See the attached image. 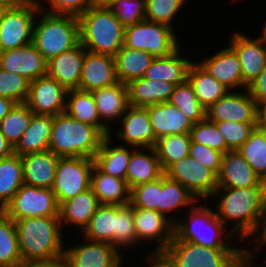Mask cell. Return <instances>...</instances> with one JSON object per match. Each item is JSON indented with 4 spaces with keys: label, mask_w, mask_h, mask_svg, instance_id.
<instances>
[{
    "label": "cell",
    "mask_w": 266,
    "mask_h": 267,
    "mask_svg": "<svg viewBox=\"0 0 266 267\" xmlns=\"http://www.w3.org/2000/svg\"><path fill=\"white\" fill-rule=\"evenodd\" d=\"M215 195L219 197L215 214L225 226L227 222H233L230 232L234 235L238 233L240 242L254 236L266 207V192L263 186L218 187L212 197Z\"/></svg>",
    "instance_id": "6da1fadb"
},
{
    "label": "cell",
    "mask_w": 266,
    "mask_h": 267,
    "mask_svg": "<svg viewBox=\"0 0 266 267\" xmlns=\"http://www.w3.org/2000/svg\"><path fill=\"white\" fill-rule=\"evenodd\" d=\"M23 262L49 261L64 257L59 216L13 220Z\"/></svg>",
    "instance_id": "7a4b0ae2"
},
{
    "label": "cell",
    "mask_w": 266,
    "mask_h": 267,
    "mask_svg": "<svg viewBox=\"0 0 266 267\" xmlns=\"http://www.w3.org/2000/svg\"><path fill=\"white\" fill-rule=\"evenodd\" d=\"M104 137L95 126L78 121L62 112L53 116L49 150L60 158L94 159Z\"/></svg>",
    "instance_id": "3957f363"
},
{
    "label": "cell",
    "mask_w": 266,
    "mask_h": 267,
    "mask_svg": "<svg viewBox=\"0 0 266 267\" xmlns=\"http://www.w3.org/2000/svg\"><path fill=\"white\" fill-rule=\"evenodd\" d=\"M78 20L85 50L114 57L124 46L125 27L109 8L91 6Z\"/></svg>",
    "instance_id": "277c9868"
},
{
    "label": "cell",
    "mask_w": 266,
    "mask_h": 267,
    "mask_svg": "<svg viewBox=\"0 0 266 267\" xmlns=\"http://www.w3.org/2000/svg\"><path fill=\"white\" fill-rule=\"evenodd\" d=\"M41 19L33 26L32 44L49 61L80 43L79 20L72 15L54 14L40 8Z\"/></svg>",
    "instance_id": "5b68a950"
},
{
    "label": "cell",
    "mask_w": 266,
    "mask_h": 267,
    "mask_svg": "<svg viewBox=\"0 0 266 267\" xmlns=\"http://www.w3.org/2000/svg\"><path fill=\"white\" fill-rule=\"evenodd\" d=\"M190 208L188 221L175 219L174 236L178 240L210 248H233L232 245H227L226 240L234 235L230 230L225 233L227 228L215 214V210L207 204L198 206L196 202Z\"/></svg>",
    "instance_id": "8992f818"
},
{
    "label": "cell",
    "mask_w": 266,
    "mask_h": 267,
    "mask_svg": "<svg viewBox=\"0 0 266 267\" xmlns=\"http://www.w3.org/2000/svg\"><path fill=\"white\" fill-rule=\"evenodd\" d=\"M161 255L173 267H233L245 255V248L204 247L174 236Z\"/></svg>",
    "instance_id": "52a82bcc"
},
{
    "label": "cell",
    "mask_w": 266,
    "mask_h": 267,
    "mask_svg": "<svg viewBox=\"0 0 266 267\" xmlns=\"http://www.w3.org/2000/svg\"><path fill=\"white\" fill-rule=\"evenodd\" d=\"M40 15L38 0H18L0 22V52L32 43L35 19Z\"/></svg>",
    "instance_id": "ba28073f"
},
{
    "label": "cell",
    "mask_w": 266,
    "mask_h": 267,
    "mask_svg": "<svg viewBox=\"0 0 266 267\" xmlns=\"http://www.w3.org/2000/svg\"><path fill=\"white\" fill-rule=\"evenodd\" d=\"M174 28L143 20L125 28L124 45L147 51L154 58H163L180 48Z\"/></svg>",
    "instance_id": "9c48e42d"
},
{
    "label": "cell",
    "mask_w": 266,
    "mask_h": 267,
    "mask_svg": "<svg viewBox=\"0 0 266 267\" xmlns=\"http://www.w3.org/2000/svg\"><path fill=\"white\" fill-rule=\"evenodd\" d=\"M2 211L12 220L54 217L59 205L52 189L23 184Z\"/></svg>",
    "instance_id": "30bf717a"
},
{
    "label": "cell",
    "mask_w": 266,
    "mask_h": 267,
    "mask_svg": "<svg viewBox=\"0 0 266 267\" xmlns=\"http://www.w3.org/2000/svg\"><path fill=\"white\" fill-rule=\"evenodd\" d=\"M94 164L92 158H59L52 187L58 205L90 189L91 171Z\"/></svg>",
    "instance_id": "8fae6325"
},
{
    "label": "cell",
    "mask_w": 266,
    "mask_h": 267,
    "mask_svg": "<svg viewBox=\"0 0 266 267\" xmlns=\"http://www.w3.org/2000/svg\"><path fill=\"white\" fill-rule=\"evenodd\" d=\"M164 174L186 187L197 200L210 199L218 188L217 175L190 156L173 163Z\"/></svg>",
    "instance_id": "7c38bea8"
},
{
    "label": "cell",
    "mask_w": 266,
    "mask_h": 267,
    "mask_svg": "<svg viewBox=\"0 0 266 267\" xmlns=\"http://www.w3.org/2000/svg\"><path fill=\"white\" fill-rule=\"evenodd\" d=\"M134 226L140 242L157 240L155 250L149 254H161L173 240L175 218H168L155 210L133 207Z\"/></svg>",
    "instance_id": "4fadbf2b"
},
{
    "label": "cell",
    "mask_w": 266,
    "mask_h": 267,
    "mask_svg": "<svg viewBox=\"0 0 266 267\" xmlns=\"http://www.w3.org/2000/svg\"><path fill=\"white\" fill-rule=\"evenodd\" d=\"M68 90L48 75L30 82L25 104L34 114L56 116L65 112Z\"/></svg>",
    "instance_id": "5bb4252c"
},
{
    "label": "cell",
    "mask_w": 266,
    "mask_h": 267,
    "mask_svg": "<svg viewBox=\"0 0 266 267\" xmlns=\"http://www.w3.org/2000/svg\"><path fill=\"white\" fill-rule=\"evenodd\" d=\"M84 239V244L65 248L67 267H121L123 254L112 244Z\"/></svg>",
    "instance_id": "9a60e30c"
},
{
    "label": "cell",
    "mask_w": 266,
    "mask_h": 267,
    "mask_svg": "<svg viewBox=\"0 0 266 267\" xmlns=\"http://www.w3.org/2000/svg\"><path fill=\"white\" fill-rule=\"evenodd\" d=\"M244 91H229L206 110V118L211 122L256 123L257 103L247 89Z\"/></svg>",
    "instance_id": "2e32d148"
},
{
    "label": "cell",
    "mask_w": 266,
    "mask_h": 267,
    "mask_svg": "<svg viewBox=\"0 0 266 267\" xmlns=\"http://www.w3.org/2000/svg\"><path fill=\"white\" fill-rule=\"evenodd\" d=\"M229 46L237 54L241 63L243 88L247 89L266 65V46L259 37L250 39L243 33L236 32L231 35Z\"/></svg>",
    "instance_id": "e0dca14e"
},
{
    "label": "cell",
    "mask_w": 266,
    "mask_h": 267,
    "mask_svg": "<svg viewBox=\"0 0 266 267\" xmlns=\"http://www.w3.org/2000/svg\"><path fill=\"white\" fill-rule=\"evenodd\" d=\"M48 61L31 43L0 52V68L24 76L30 82L47 75Z\"/></svg>",
    "instance_id": "ac0fdd59"
},
{
    "label": "cell",
    "mask_w": 266,
    "mask_h": 267,
    "mask_svg": "<svg viewBox=\"0 0 266 267\" xmlns=\"http://www.w3.org/2000/svg\"><path fill=\"white\" fill-rule=\"evenodd\" d=\"M121 127L117 138L124 140V143L134 148L154 147L157 138L146 107L129 106L120 119Z\"/></svg>",
    "instance_id": "d6986e66"
},
{
    "label": "cell",
    "mask_w": 266,
    "mask_h": 267,
    "mask_svg": "<svg viewBox=\"0 0 266 267\" xmlns=\"http://www.w3.org/2000/svg\"><path fill=\"white\" fill-rule=\"evenodd\" d=\"M116 83H118V79L114 57L85 50L78 89L92 92Z\"/></svg>",
    "instance_id": "ffe728a7"
},
{
    "label": "cell",
    "mask_w": 266,
    "mask_h": 267,
    "mask_svg": "<svg viewBox=\"0 0 266 267\" xmlns=\"http://www.w3.org/2000/svg\"><path fill=\"white\" fill-rule=\"evenodd\" d=\"M198 63L229 91L233 88L236 90V88L243 87L241 63L230 46L208 58L204 57Z\"/></svg>",
    "instance_id": "44dd1931"
},
{
    "label": "cell",
    "mask_w": 266,
    "mask_h": 267,
    "mask_svg": "<svg viewBox=\"0 0 266 267\" xmlns=\"http://www.w3.org/2000/svg\"><path fill=\"white\" fill-rule=\"evenodd\" d=\"M217 182L218 187L248 188L262 186L260 177L238 150H230L223 154Z\"/></svg>",
    "instance_id": "7402d4cb"
},
{
    "label": "cell",
    "mask_w": 266,
    "mask_h": 267,
    "mask_svg": "<svg viewBox=\"0 0 266 267\" xmlns=\"http://www.w3.org/2000/svg\"><path fill=\"white\" fill-rule=\"evenodd\" d=\"M85 57V48L76 47L51 58L47 64V75L67 90L78 89Z\"/></svg>",
    "instance_id": "603a6c76"
},
{
    "label": "cell",
    "mask_w": 266,
    "mask_h": 267,
    "mask_svg": "<svg viewBox=\"0 0 266 267\" xmlns=\"http://www.w3.org/2000/svg\"><path fill=\"white\" fill-rule=\"evenodd\" d=\"M59 158L50 150L21 156L24 184L52 189Z\"/></svg>",
    "instance_id": "cb8c5ba5"
},
{
    "label": "cell",
    "mask_w": 266,
    "mask_h": 267,
    "mask_svg": "<svg viewBox=\"0 0 266 267\" xmlns=\"http://www.w3.org/2000/svg\"><path fill=\"white\" fill-rule=\"evenodd\" d=\"M156 138L190 133L193 122L169 102L146 106Z\"/></svg>",
    "instance_id": "d4e9b609"
},
{
    "label": "cell",
    "mask_w": 266,
    "mask_h": 267,
    "mask_svg": "<svg viewBox=\"0 0 266 267\" xmlns=\"http://www.w3.org/2000/svg\"><path fill=\"white\" fill-rule=\"evenodd\" d=\"M92 94L100 120L110 130L109 123L120 119L130 106L127 84L118 82L109 87L93 90Z\"/></svg>",
    "instance_id": "484cf974"
},
{
    "label": "cell",
    "mask_w": 266,
    "mask_h": 267,
    "mask_svg": "<svg viewBox=\"0 0 266 267\" xmlns=\"http://www.w3.org/2000/svg\"><path fill=\"white\" fill-rule=\"evenodd\" d=\"M163 174L164 171L154 147L136 148L132 151L126 173V182L129 189L154 181Z\"/></svg>",
    "instance_id": "4316f807"
},
{
    "label": "cell",
    "mask_w": 266,
    "mask_h": 267,
    "mask_svg": "<svg viewBox=\"0 0 266 267\" xmlns=\"http://www.w3.org/2000/svg\"><path fill=\"white\" fill-rule=\"evenodd\" d=\"M101 204L92 189H88L59 205L61 226L76 225L82 232ZM64 223V225H62ZM67 223V224H66Z\"/></svg>",
    "instance_id": "83f0119b"
},
{
    "label": "cell",
    "mask_w": 266,
    "mask_h": 267,
    "mask_svg": "<svg viewBox=\"0 0 266 267\" xmlns=\"http://www.w3.org/2000/svg\"><path fill=\"white\" fill-rule=\"evenodd\" d=\"M129 105L134 107H146L170 100L175 85L167 82L147 78H138L127 84Z\"/></svg>",
    "instance_id": "f1b7e54d"
},
{
    "label": "cell",
    "mask_w": 266,
    "mask_h": 267,
    "mask_svg": "<svg viewBox=\"0 0 266 267\" xmlns=\"http://www.w3.org/2000/svg\"><path fill=\"white\" fill-rule=\"evenodd\" d=\"M90 188L100 204L121 206L129 204L130 189L126 180L104 173L95 164L91 171Z\"/></svg>",
    "instance_id": "f546056e"
},
{
    "label": "cell",
    "mask_w": 266,
    "mask_h": 267,
    "mask_svg": "<svg viewBox=\"0 0 266 267\" xmlns=\"http://www.w3.org/2000/svg\"><path fill=\"white\" fill-rule=\"evenodd\" d=\"M52 127V115L33 114L28 128L14 147V154L23 156L49 150Z\"/></svg>",
    "instance_id": "4dcf8cb0"
},
{
    "label": "cell",
    "mask_w": 266,
    "mask_h": 267,
    "mask_svg": "<svg viewBox=\"0 0 266 267\" xmlns=\"http://www.w3.org/2000/svg\"><path fill=\"white\" fill-rule=\"evenodd\" d=\"M65 112L78 121L95 126L104 136L111 134L100 120L94 95L90 91L68 90Z\"/></svg>",
    "instance_id": "1f68e13d"
},
{
    "label": "cell",
    "mask_w": 266,
    "mask_h": 267,
    "mask_svg": "<svg viewBox=\"0 0 266 267\" xmlns=\"http://www.w3.org/2000/svg\"><path fill=\"white\" fill-rule=\"evenodd\" d=\"M111 141V134L104 137L94 157L95 165L106 174L126 180L128 163L135 148L125 145L111 146Z\"/></svg>",
    "instance_id": "d6a6232c"
},
{
    "label": "cell",
    "mask_w": 266,
    "mask_h": 267,
    "mask_svg": "<svg viewBox=\"0 0 266 267\" xmlns=\"http://www.w3.org/2000/svg\"><path fill=\"white\" fill-rule=\"evenodd\" d=\"M180 49L167 57L154 58L143 77L152 81H167L174 85L185 82L189 67L194 61L183 58Z\"/></svg>",
    "instance_id": "836d02e7"
},
{
    "label": "cell",
    "mask_w": 266,
    "mask_h": 267,
    "mask_svg": "<svg viewBox=\"0 0 266 267\" xmlns=\"http://www.w3.org/2000/svg\"><path fill=\"white\" fill-rule=\"evenodd\" d=\"M114 60L118 82L128 84L144 76L154 57L147 51L131 49L124 45L114 56Z\"/></svg>",
    "instance_id": "e575fe53"
},
{
    "label": "cell",
    "mask_w": 266,
    "mask_h": 267,
    "mask_svg": "<svg viewBox=\"0 0 266 267\" xmlns=\"http://www.w3.org/2000/svg\"><path fill=\"white\" fill-rule=\"evenodd\" d=\"M187 80L205 110L229 92L226 87L206 72L198 62H193L190 65Z\"/></svg>",
    "instance_id": "d590c367"
},
{
    "label": "cell",
    "mask_w": 266,
    "mask_h": 267,
    "mask_svg": "<svg viewBox=\"0 0 266 267\" xmlns=\"http://www.w3.org/2000/svg\"><path fill=\"white\" fill-rule=\"evenodd\" d=\"M117 231V205L101 204L88 225L81 232L83 238L114 246V234Z\"/></svg>",
    "instance_id": "8d00e7d4"
},
{
    "label": "cell",
    "mask_w": 266,
    "mask_h": 267,
    "mask_svg": "<svg viewBox=\"0 0 266 267\" xmlns=\"http://www.w3.org/2000/svg\"><path fill=\"white\" fill-rule=\"evenodd\" d=\"M24 184L21 156L12 154L0 159V211Z\"/></svg>",
    "instance_id": "74e56055"
},
{
    "label": "cell",
    "mask_w": 266,
    "mask_h": 267,
    "mask_svg": "<svg viewBox=\"0 0 266 267\" xmlns=\"http://www.w3.org/2000/svg\"><path fill=\"white\" fill-rule=\"evenodd\" d=\"M197 198L182 184L168 178L165 174L161 176V192L157 212L166 217L178 210L180 207L193 206Z\"/></svg>",
    "instance_id": "f35d334b"
},
{
    "label": "cell",
    "mask_w": 266,
    "mask_h": 267,
    "mask_svg": "<svg viewBox=\"0 0 266 267\" xmlns=\"http://www.w3.org/2000/svg\"><path fill=\"white\" fill-rule=\"evenodd\" d=\"M191 141L190 133L168 135L157 140L154 148L164 172L173 163L189 156Z\"/></svg>",
    "instance_id": "ab89813d"
},
{
    "label": "cell",
    "mask_w": 266,
    "mask_h": 267,
    "mask_svg": "<svg viewBox=\"0 0 266 267\" xmlns=\"http://www.w3.org/2000/svg\"><path fill=\"white\" fill-rule=\"evenodd\" d=\"M22 262L15 223L0 211V267H18Z\"/></svg>",
    "instance_id": "60d3db41"
},
{
    "label": "cell",
    "mask_w": 266,
    "mask_h": 267,
    "mask_svg": "<svg viewBox=\"0 0 266 267\" xmlns=\"http://www.w3.org/2000/svg\"><path fill=\"white\" fill-rule=\"evenodd\" d=\"M168 102L179 108L193 123L200 122L206 118V110L200 104L188 80L175 85Z\"/></svg>",
    "instance_id": "b9f144b4"
},
{
    "label": "cell",
    "mask_w": 266,
    "mask_h": 267,
    "mask_svg": "<svg viewBox=\"0 0 266 267\" xmlns=\"http://www.w3.org/2000/svg\"><path fill=\"white\" fill-rule=\"evenodd\" d=\"M33 112L25 103L16 104L0 121V130L7 141L15 147L28 128Z\"/></svg>",
    "instance_id": "7bdbcfd3"
},
{
    "label": "cell",
    "mask_w": 266,
    "mask_h": 267,
    "mask_svg": "<svg viewBox=\"0 0 266 267\" xmlns=\"http://www.w3.org/2000/svg\"><path fill=\"white\" fill-rule=\"evenodd\" d=\"M238 151L261 177L266 171V132L254 128Z\"/></svg>",
    "instance_id": "ee69618b"
},
{
    "label": "cell",
    "mask_w": 266,
    "mask_h": 267,
    "mask_svg": "<svg viewBox=\"0 0 266 267\" xmlns=\"http://www.w3.org/2000/svg\"><path fill=\"white\" fill-rule=\"evenodd\" d=\"M139 243L134 226L133 207L117 205V231L114 234V247H128Z\"/></svg>",
    "instance_id": "f6af8a7d"
},
{
    "label": "cell",
    "mask_w": 266,
    "mask_h": 267,
    "mask_svg": "<svg viewBox=\"0 0 266 267\" xmlns=\"http://www.w3.org/2000/svg\"><path fill=\"white\" fill-rule=\"evenodd\" d=\"M190 135L192 141L218 150L223 154L227 151H230L216 124L209 121L207 118L200 122L194 123Z\"/></svg>",
    "instance_id": "bcb514c9"
},
{
    "label": "cell",
    "mask_w": 266,
    "mask_h": 267,
    "mask_svg": "<svg viewBox=\"0 0 266 267\" xmlns=\"http://www.w3.org/2000/svg\"><path fill=\"white\" fill-rule=\"evenodd\" d=\"M30 81L24 76L0 68V97L9 98L17 104L25 103Z\"/></svg>",
    "instance_id": "7dc6e473"
},
{
    "label": "cell",
    "mask_w": 266,
    "mask_h": 267,
    "mask_svg": "<svg viewBox=\"0 0 266 267\" xmlns=\"http://www.w3.org/2000/svg\"><path fill=\"white\" fill-rule=\"evenodd\" d=\"M108 8L125 28L146 20V0H117Z\"/></svg>",
    "instance_id": "c3c4849f"
},
{
    "label": "cell",
    "mask_w": 266,
    "mask_h": 267,
    "mask_svg": "<svg viewBox=\"0 0 266 267\" xmlns=\"http://www.w3.org/2000/svg\"><path fill=\"white\" fill-rule=\"evenodd\" d=\"M161 192V177L130 189L129 204L132 207L157 211Z\"/></svg>",
    "instance_id": "681fc988"
},
{
    "label": "cell",
    "mask_w": 266,
    "mask_h": 267,
    "mask_svg": "<svg viewBox=\"0 0 266 267\" xmlns=\"http://www.w3.org/2000/svg\"><path fill=\"white\" fill-rule=\"evenodd\" d=\"M185 2V0H146V20L172 28V19Z\"/></svg>",
    "instance_id": "f907efd6"
},
{
    "label": "cell",
    "mask_w": 266,
    "mask_h": 267,
    "mask_svg": "<svg viewBox=\"0 0 266 267\" xmlns=\"http://www.w3.org/2000/svg\"><path fill=\"white\" fill-rule=\"evenodd\" d=\"M224 137L230 150H238L255 128L256 123H241L233 121L214 122Z\"/></svg>",
    "instance_id": "816d5d0a"
},
{
    "label": "cell",
    "mask_w": 266,
    "mask_h": 267,
    "mask_svg": "<svg viewBox=\"0 0 266 267\" xmlns=\"http://www.w3.org/2000/svg\"><path fill=\"white\" fill-rule=\"evenodd\" d=\"M189 156L211 169L216 175L219 174L223 157L222 152L191 141Z\"/></svg>",
    "instance_id": "f5cc1de1"
},
{
    "label": "cell",
    "mask_w": 266,
    "mask_h": 267,
    "mask_svg": "<svg viewBox=\"0 0 266 267\" xmlns=\"http://www.w3.org/2000/svg\"><path fill=\"white\" fill-rule=\"evenodd\" d=\"M41 9L54 13L63 15H72L79 17L81 16L89 7H91V0H46L49 4V10L47 7L41 4L38 0Z\"/></svg>",
    "instance_id": "db71d44e"
},
{
    "label": "cell",
    "mask_w": 266,
    "mask_h": 267,
    "mask_svg": "<svg viewBox=\"0 0 266 267\" xmlns=\"http://www.w3.org/2000/svg\"><path fill=\"white\" fill-rule=\"evenodd\" d=\"M256 103L266 100V65L256 80L247 88Z\"/></svg>",
    "instance_id": "11a10c76"
},
{
    "label": "cell",
    "mask_w": 266,
    "mask_h": 267,
    "mask_svg": "<svg viewBox=\"0 0 266 267\" xmlns=\"http://www.w3.org/2000/svg\"><path fill=\"white\" fill-rule=\"evenodd\" d=\"M256 232L258 234L257 235L255 234L256 237H253V239H257V241H258V243L255 245V248L253 250L247 249V248L245 249V255L249 259L254 258V256L256 255L254 252H255L256 249L261 248V246H262L261 244L266 245V207H265V211H264V213L262 215V219H261L260 225H259V227H258Z\"/></svg>",
    "instance_id": "9f6ffc18"
},
{
    "label": "cell",
    "mask_w": 266,
    "mask_h": 267,
    "mask_svg": "<svg viewBox=\"0 0 266 267\" xmlns=\"http://www.w3.org/2000/svg\"><path fill=\"white\" fill-rule=\"evenodd\" d=\"M18 267H67L64 257L49 261L22 262Z\"/></svg>",
    "instance_id": "6f0895ef"
},
{
    "label": "cell",
    "mask_w": 266,
    "mask_h": 267,
    "mask_svg": "<svg viewBox=\"0 0 266 267\" xmlns=\"http://www.w3.org/2000/svg\"><path fill=\"white\" fill-rule=\"evenodd\" d=\"M255 128L260 131L266 132V100L257 103Z\"/></svg>",
    "instance_id": "680465c9"
},
{
    "label": "cell",
    "mask_w": 266,
    "mask_h": 267,
    "mask_svg": "<svg viewBox=\"0 0 266 267\" xmlns=\"http://www.w3.org/2000/svg\"><path fill=\"white\" fill-rule=\"evenodd\" d=\"M14 153V147L7 141L0 130V159L11 156Z\"/></svg>",
    "instance_id": "91938a15"
},
{
    "label": "cell",
    "mask_w": 266,
    "mask_h": 267,
    "mask_svg": "<svg viewBox=\"0 0 266 267\" xmlns=\"http://www.w3.org/2000/svg\"><path fill=\"white\" fill-rule=\"evenodd\" d=\"M17 103L9 98L0 97V121L13 109Z\"/></svg>",
    "instance_id": "94428289"
},
{
    "label": "cell",
    "mask_w": 266,
    "mask_h": 267,
    "mask_svg": "<svg viewBox=\"0 0 266 267\" xmlns=\"http://www.w3.org/2000/svg\"><path fill=\"white\" fill-rule=\"evenodd\" d=\"M147 255L148 258H150L149 261H151L150 267H173L161 254H147Z\"/></svg>",
    "instance_id": "6125c7cd"
},
{
    "label": "cell",
    "mask_w": 266,
    "mask_h": 267,
    "mask_svg": "<svg viewBox=\"0 0 266 267\" xmlns=\"http://www.w3.org/2000/svg\"><path fill=\"white\" fill-rule=\"evenodd\" d=\"M117 0H91V6L93 7H105L108 8Z\"/></svg>",
    "instance_id": "be15d7a7"
},
{
    "label": "cell",
    "mask_w": 266,
    "mask_h": 267,
    "mask_svg": "<svg viewBox=\"0 0 266 267\" xmlns=\"http://www.w3.org/2000/svg\"><path fill=\"white\" fill-rule=\"evenodd\" d=\"M254 259H249L244 255L233 267H253Z\"/></svg>",
    "instance_id": "e7e4bbea"
},
{
    "label": "cell",
    "mask_w": 266,
    "mask_h": 267,
    "mask_svg": "<svg viewBox=\"0 0 266 267\" xmlns=\"http://www.w3.org/2000/svg\"><path fill=\"white\" fill-rule=\"evenodd\" d=\"M13 5H0V22L2 21L3 15L9 7Z\"/></svg>",
    "instance_id": "03108f58"
},
{
    "label": "cell",
    "mask_w": 266,
    "mask_h": 267,
    "mask_svg": "<svg viewBox=\"0 0 266 267\" xmlns=\"http://www.w3.org/2000/svg\"><path fill=\"white\" fill-rule=\"evenodd\" d=\"M261 36H258L262 43L266 46V22H265V25L263 26V29H262V34H260Z\"/></svg>",
    "instance_id": "003e7915"
},
{
    "label": "cell",
    "mask_w": 266,
    "mask_h": 267,
    "mask_svg": "<svg viewBox=\"0 0 266 267\" xmlns=\"http://www.w3.org/2000/svg\"><path fill=\"white\" fill-rule=\"evenodd\" d=\"M260 184L263 186L264 191L266 192V171L260 177Z\"/></svg>",
    "instance_id": "a7ac6f4b"
},
{
    "label": "cell",
    "mask_w": 266,
    "mask_h": 267,
    "mask_svg": "<svg viewBox=\"0 0 266 267\" xmlns=\"http://www.w3.org/2000/svg\"><path fill=\"white\" fill-rule=\"evenodd\" d=\"M18 0H0V5H14Z\"/></svg>",
    "instance_id": "89a4df30"
}]
</instances>
